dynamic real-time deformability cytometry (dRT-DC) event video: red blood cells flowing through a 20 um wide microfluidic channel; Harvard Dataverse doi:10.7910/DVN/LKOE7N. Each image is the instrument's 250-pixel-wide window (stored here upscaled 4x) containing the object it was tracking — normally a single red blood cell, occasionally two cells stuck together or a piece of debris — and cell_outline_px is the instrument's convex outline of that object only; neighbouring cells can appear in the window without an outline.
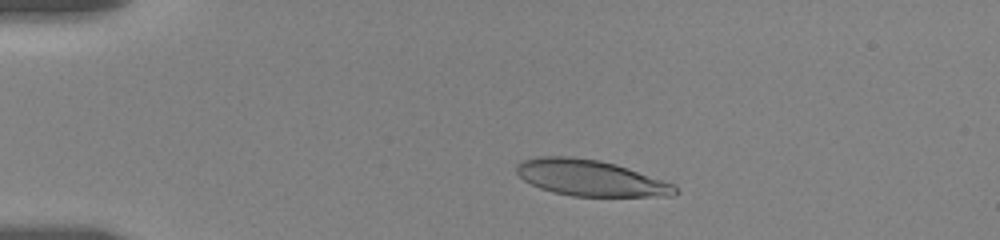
{"species": "human", "species_latin": "Homo sapiens", "temperature_condition": "room temperature", "stored_images_in_passage": 33, "camera_frame_rate_fps": 3000, "um_per_image_px": 0.085, "donor": {"sex": "female"}, "frame": {"image": 1, "passage_image": 6, "time_ms": 2.667, "image_size_px": [1000, 240], "cell_outline_px": [[680, 192], [672, 196], [572, 196], [552, 192], [540, 188], [524, 180], [516, 172], [516, 164], [520, 160], [540, 156], [572, 156], [600, 160], [616, 164], [676, 184]], "centroid_in_image_um": [50.2, 15.12], "position_along_channel_um": 34.8, "area_um2": 33.64}}
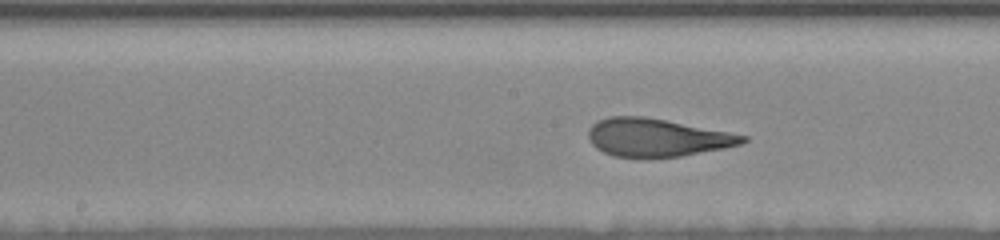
{"frame": {"image": 2, "passage_image": 23, "time_ms": 8.667, "image_size_px": [1000, 240], "cell_outline_px": [[748, 140], [740, 144], [724, 148], [680, 156], [644, 160], [616, 156], [604, 152], [596, 148], [588, 140], [588, 128], [596, 120], [608, 116], [644, 116], [728, 132], [748, 136]], "centroid_in_image_um": [55.77, 11.71], "position_along_channel_um": 192.4, "area_um2": 34.62}}
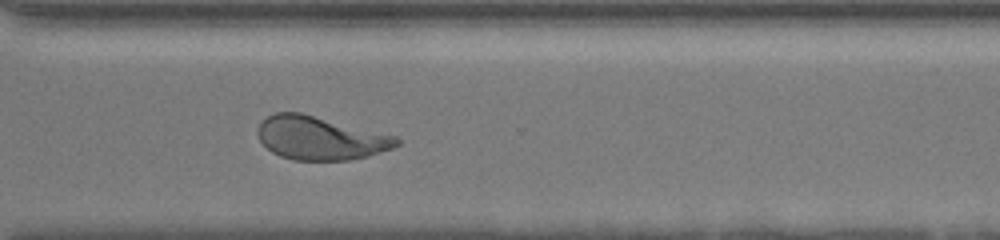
{"frame": {"image": 3, "passage_image": 33, "time_ms": 13.0, "image_size_px": [1000, 240], "cell_outline_px": [[400, 144], [392, 148], [368, 156], [348, 160], [292, 160], [280, 156], [272, 152], [260, 140], [256, 132], [260, 124], [268, 116], [276, 112], [300, 112], [396, 136], [400, 140]], "centroid_in_image_um": [27.22, 11.74], "position_along_channel_um": 343.4, "area_um2": 34.91}}